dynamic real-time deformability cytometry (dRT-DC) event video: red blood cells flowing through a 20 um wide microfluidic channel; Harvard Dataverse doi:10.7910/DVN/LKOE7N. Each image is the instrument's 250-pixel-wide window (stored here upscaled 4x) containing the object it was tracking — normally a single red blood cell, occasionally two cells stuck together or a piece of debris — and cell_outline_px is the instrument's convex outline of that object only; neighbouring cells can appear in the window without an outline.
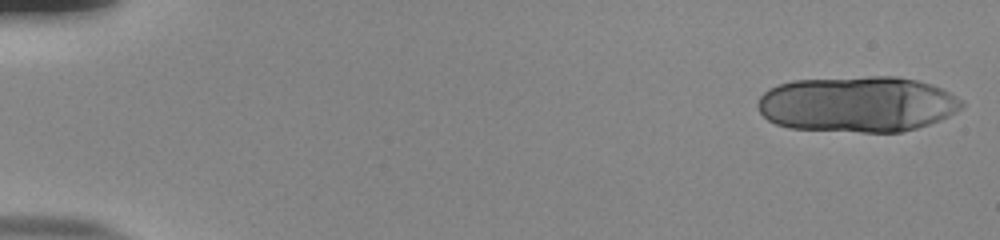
{"species": "human", "species_latin": "Homo sapiens", "temperature_condition": "room temperature", "stored_images_in_passage": 17, "camera_frame_rate_fps": 3000, "um_per_image_px": 0.085, "donor": {"sex": "male"}, "frame": {"image": 1, "passage_image": 1, "time_ms": 0.0, "image_size_px": [1000, 240], "cell_outline_px": [[964, 104], [956, 112], [940, 120], [916, 128], [900, 132], [860, 132], [788, 128], [776, 124], [768, 120], [760, 112], [756, 104], [760, 96], [768, 88], [792, 80], [868, 76], [896, 76], [916, 80], [932, 84], [956, 96]], "centroid_in_image_um": [72.85, 8.85], "position_along_channel_um": 12.1, "area_um2": 66.64}}